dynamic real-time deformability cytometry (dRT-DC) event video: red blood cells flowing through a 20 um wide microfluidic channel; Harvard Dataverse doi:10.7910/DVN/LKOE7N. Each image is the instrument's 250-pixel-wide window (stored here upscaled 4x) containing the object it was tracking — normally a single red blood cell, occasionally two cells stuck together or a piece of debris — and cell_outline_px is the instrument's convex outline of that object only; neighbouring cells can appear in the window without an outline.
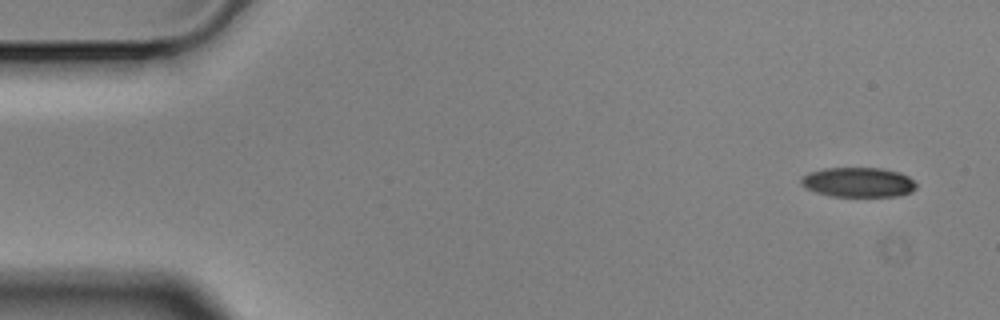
{"species": "Egyptian fruit bat (a non-hibernating species)", "species_latin": "Rousettus aegyptiacus", "temperature_condition": "cold", "stored_images_in_passage": 5, "segment_of_instrument_passage": [1, 2], "camera_frame_rate_fps": 3000, "um_per_image_px": 0.085, "animal": {"sex": "male"}, "frame": {"image": 1, "passage_image": 1, "time_ms": 0.0, "image_size_px": [1000, 320], "cell_outline_px": [[916, 188], [912, 192], [896, 196], [832, 196], [816, 192], [800, 184], [800, 176], [824, 168], [880, 168], [900, 172], [908, 176], [916, 184]], "centroid_in_image_um": [72.95, 15.49], "position_along_channel_um": 12.0, "area_um2": 19.88}}
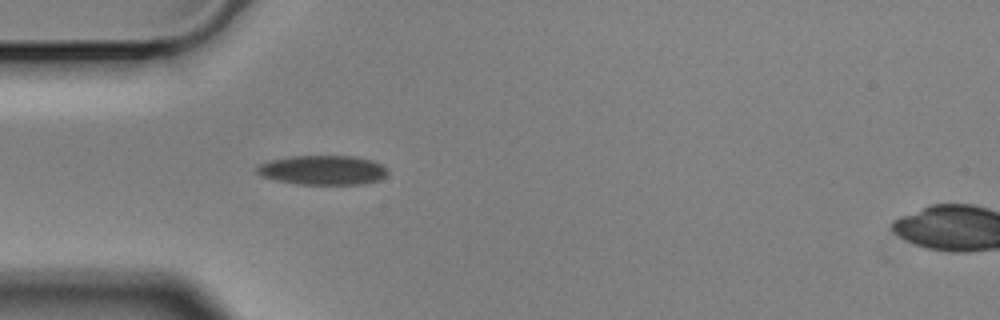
{"frame": {"image": 2, "passage_image": 4, "time_ms": 1.0, "image_size_px": [1000, 320], "cell_outline_px": [[388, 172], [380, 180], [364, 184], [296, 184], [276, 180], [260, 176], [256, 172], [256, 168], [260, 164], [268, 160], [292, 156], [356, 156], [372, 160], [384, 164], [388, 168]], "centroid_in_image_um": [27.46, 14.45], "position_along_channel_um": 57.5, "area_um2": 22.72}}